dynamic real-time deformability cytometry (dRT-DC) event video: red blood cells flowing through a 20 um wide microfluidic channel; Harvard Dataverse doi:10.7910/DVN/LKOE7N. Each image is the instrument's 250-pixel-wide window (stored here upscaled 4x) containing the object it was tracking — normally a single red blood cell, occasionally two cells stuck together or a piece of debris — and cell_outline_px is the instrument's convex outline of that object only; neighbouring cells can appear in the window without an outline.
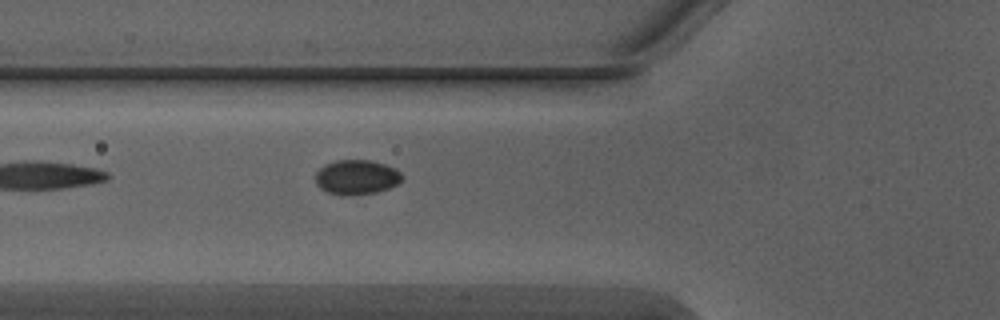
{"species": "Egyptian fruit bat (a non-hibernating species)", "species_latin": "Rousettus aegyptiacus", "temperature_condition": "warm", "stored_images_in_passage": 5, "segment_of_instrument_passage": [2, 2], "camera_frame_rate_fps": 3000, "um_per_image_px": 0.085, "animal": {"sex": "male"}, "frame": {"image": 1, "passage_image": 5, "time_ms": 1.333, "image_size_px": [1000, 320], "cell_outline_px": [[404, 176], [396, 184], [388, 188], [376, 192], [344, 196], [340, 196], [328, 192], [320, 188], [316, 184], [316, 172], [324, 164], [336, 160], [372, 160], [396, 168]], "centroid_in_image_um": [30.29, 15.05], "position_along_channel_um": 95.5, "area_um2": 17.57}}